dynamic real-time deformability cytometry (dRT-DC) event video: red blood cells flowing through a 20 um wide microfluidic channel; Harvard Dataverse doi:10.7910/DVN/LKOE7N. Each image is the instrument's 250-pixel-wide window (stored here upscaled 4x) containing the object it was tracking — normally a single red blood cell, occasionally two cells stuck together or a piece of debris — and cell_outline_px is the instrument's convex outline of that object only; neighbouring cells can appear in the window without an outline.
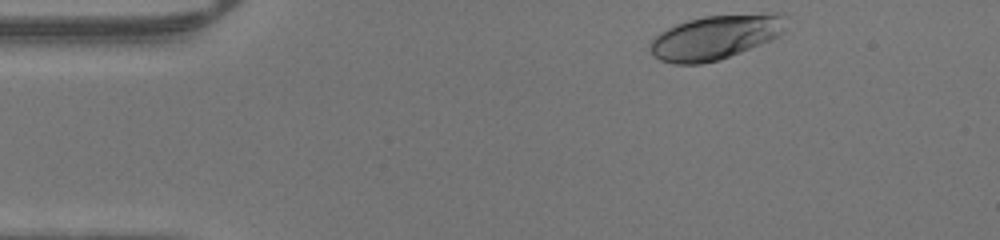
{"species": "human", "species_latin": "Homo sapiens", "temperature_condition": "warm", "stored_images_in_passage": 42, "camera_frame_rate_fps": 3000, "um_per_image_px": 0.085, "donor": {"sex": "male"}, "frame": {"image": 1, "passage_image": 1, "time_ms": 0.0, "image_size_px": [1000, 240], "cell_outline_px": [[792, 16], [784, 32], [780, 36], [772, 40], [720, 60], [700, 64], [672, 64], [660, 60], [652, 56], [648, 52], [648, 44], [660, 32], [676, 24], [688, 20], [704, 16], [776, 12], [780, 12]], "centroid_in_image_um": [60.89, 3.15], "position_along_channel_um": 24.1, "area_um2": 36.18}}
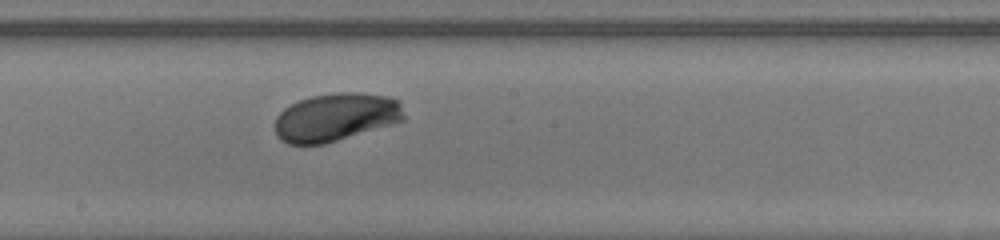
{"frame": {"image": 2, "passage_image": 20, "time_ms": 6.333, "image_size_px": [1000, 240], "cell_outline_px": [[404, 120], [392, 124], [324, 144], [288, 144], [280, 140], [276, 136], [276, 116], [284, 108], [300, 100], [312, 96], [336, 92], [356, 92], [388, 96], [400, 100], [404, 116]], "centroid_in_image_um": [28.55, 9.95], "position_along_channel_um": 219.7, "area_um2": 36.13}}
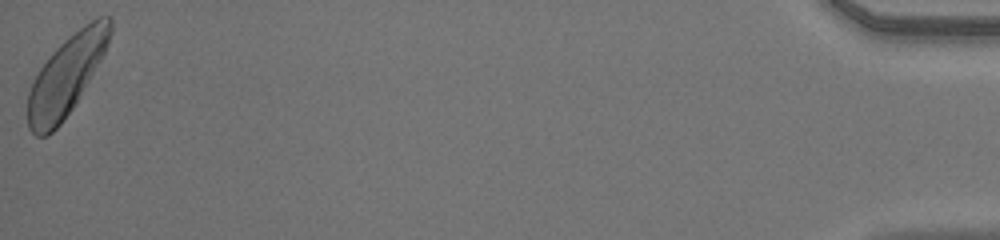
{"frame": {"image": 3, "passage_image": 42, "time_ms": 13.667, "image_size_px": [1000, 240], "cell_outline_px": [[112, 32], [104, 52], [100, 60], [72, 108], [60, 124], [48, 136], [36, 136], [28, 128], [28, 92], [40, 68], [52, 52], [64, 40], [84, 24], [96, 16], [108, 16], [112, 20]], "centroid_in_image_um": [5.64, 6.4], "position_along_channel_um": 429.6, "area_um2": 37.4}}